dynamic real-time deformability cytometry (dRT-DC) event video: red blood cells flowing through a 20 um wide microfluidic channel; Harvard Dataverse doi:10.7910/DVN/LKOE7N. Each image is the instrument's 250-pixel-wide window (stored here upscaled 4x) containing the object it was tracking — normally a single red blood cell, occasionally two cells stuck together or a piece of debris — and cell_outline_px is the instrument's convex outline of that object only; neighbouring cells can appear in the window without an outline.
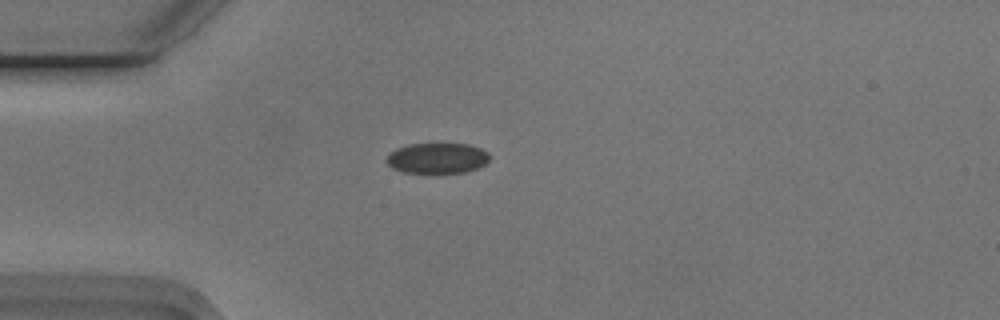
{"species": "Egyptian fruit bat (a non-hibernating species)", "species_latin": "Rousettus aegyptiacus", "temperature_condition": "cold", "stored_images_in_passage": 41, "camera_frame_rate_fps": 3000, "um_per_image_px": 0.085, "animal": {"sex": "male"}, "frame": {"image": 1, "passage_image": 1, "time_ms": 0.0, "image_size_px": [1000, 320], "cell_outline_px": [[488, 160], [484, 164], [468, 172], [440, 176], [432, 176], [400, 172], [392, 168], [384, 160], [396, 148], [408, 144], [468, 144], [480, 148], [488, 152]], "centroid_in_image_um": [37.13, 13.51], "position_along_channel_um": 47.9, "area_um2": 19.25}}
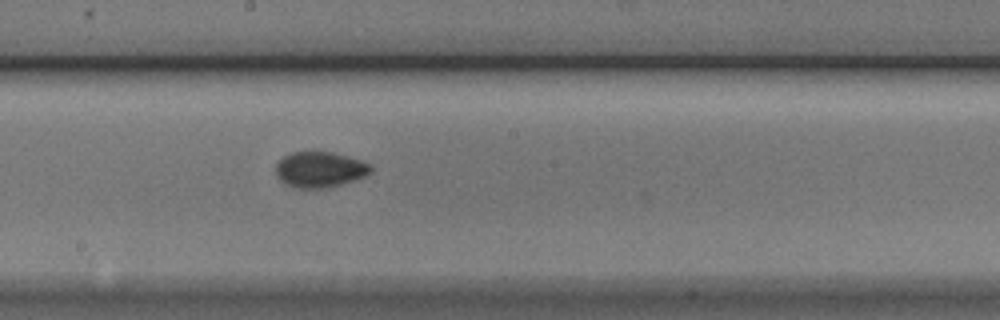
{"frame": {"image": 2, "passage_image": 16, "time_ms": 5.0, "image_size_px": [1000, 320], "cell_outline_px": [[372, 172], [356, 180], [328, 188], [296, 188], [280, 180], [276, 176], [276, 164], [284, 156], [292, 152], [332, 152], [360, 160], [372, 164]], "centroid_in_image_um": [27.21, 14.42], "position_along_channel_um": 221.0, "area_um2": 19.77}}
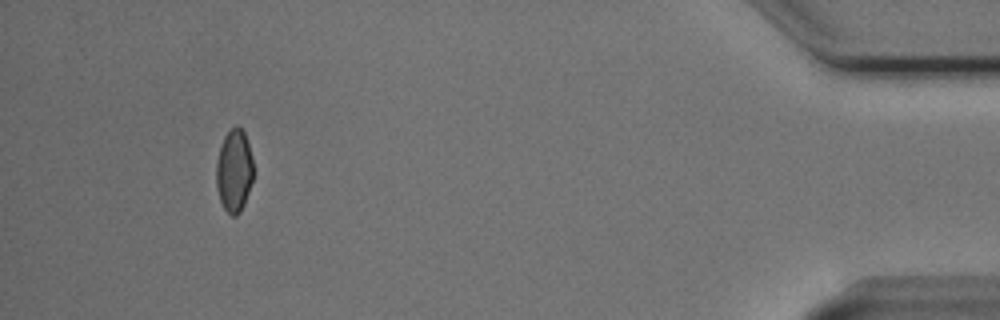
{"frame": {"image": 3, "passage_image": 37, "time_ms": 12.0, "image_size_px": [1000, 320], "cell_outline_px": [[252, 180], [244, 204], [240, 212], [236, 216], [232, 216], [224, 208], [220, 200], [216, 188], [216, 160], [224, 136], [236, 124], [244, 132], [252, 156]], "centroid_in_image_um": [19.88, 14.52], "position_along_channel_um": 415.3, "area_um2": 17.74}, "authors_computed_cell_mechanics": {"area_um2": 19.0162, "velocity_mm_per_s": 3.7587, "shape_relaxation_time_tau1_ms": 2.6742, "shape_relaxation_time_tau2_ms": 2.7878, "deformation_change_tau1": 0.0671, "deformation_change_tau2": 0.0491}}